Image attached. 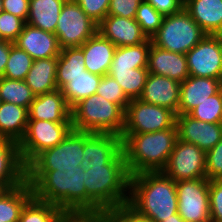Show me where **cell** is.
<instances>
[{"label": "cell", "mask_w": 222, "mask_h": 222, "mask_svg": "<svg viewBox=\"0 0 222 222\" xmlns=\"http://www.w3.org/2000/svg\"><path fill=\"white\" fill-rule=\"evenodd\" d=\"M121 150V136L85 132L84 158L81 167L87 170L92 164H108Z\"/></svg>", "instance_id": "e0dca14e"}, {"label": "cell", "mask_w": 222, "mask_h": 222, "mask_svg": "<svg viewBox=\"0 0 222 222\" xmlns=\"http://www.w3.org/2000/svg\"><path fill=\"white\" fill-rule=\"evenodd\" d=\"M98 32L116 47L138 45L148 38L135 18L107 15L99 24Z\"/></svg>", "instance_id": "2e32d148"}, {"label": "cell", "mask_w": 222, "mask_h": 222, "mask_svg": "<svg viewBox=\"0 0 222 222\" xmlns=\"http://www.w3.org/2000/svg\"><path fill=\"white\" fill-rule=\"evenodd\" d=\"M56 70L57 57L36 59L24 81L35 96L56 91Z\"/></svg>", "instance_id": "d4e9b609"}, {"label": "cell", "mask_w": 222, "mask_h": 222, "mask_svg": "<svg viewBox=\"0 0 222 222\" xmlns=\"http://www.w3.org/2000/svg\"><path fill=\"white\" fill-rule=\"evenodd\" d=\"M163 222H185V221L177 213V214L169 216V218L168 219L166 218Z\"/></svg>", "instance_id": "681fc988"}, {"label": "cell", "mask_w": 222, "mask_h": 222, "mask_svg": "<svg viewBox=\"0 0 222 222\" xmlns=\"http://www.w3.org/2000/svg\"><path fill=\"white\" fill-rule=\"evenodd\" d=\"M189 76L222 80V41L207 34L186 54Z\"/></svg>", "instance_id": "4fadbf2b"}, {"label": "cell", "mask_w": 222, "mask_h": 222, "mask_svg": "<svg viewBox=\"0 0 222 222\" xmlns=\"http://www.w3.org/2000/svg\"><path fill=\"white\" fill-rule=\"evenodd\" d=\"M32 57L11 42L9 59L3 74L4 78L24 80L33 65Z\"/></svg>", "instance_id": "e575fe53"}, {"label": "cell", "mask_w": 222, "mask_h": 222, "mask_svg": "<svg viewBox=\"0 0 222 222\" xmlns=\"http://www.w3.org/2000/svg\"><path fill=\"white\" fill-rule=\"evenodd\" d=\"M147 70L180 83L189 77L185 54L170 52L151 44L148 53Z\"/></svg>", "instance_id": "44dd1931"}, {"label": "cell", "mask_w": 222, "mask_h": 222, "mask_svg": "<svg viewBox=\"0 0 222 222\" xmlns=\"http://www.w3.org/2000/svg\"><path fill=\"white\" fill-rule=\"evenodd\" d=\"M65 215L55 204L32 197L23 207L18 222H60Z\"/></svg>", "instance_id": "d6a6232c"}, {"label": "cell", "mask_w": 222, "mask_h": 222, "mask_svg": "<svg viewBox=\"0 0 222 222\" xmlns=\"http://www.w3.org/2000/svg\"><path fill=\"white\" fill-rule=\"evenodd\" d=\"M67 0H30L26 23L55 34L61 9Z\"/></svg>", "instance_id": "4316f807"}, {"label": "cell", "mask_w": 222, "mask_h": 222, "mask_svg": "<svg viewBox=\"0 0 222 222\" xmlns=\"http://www.w3.org/2000/svg\"><path fill=\"white\" fill-rule=\"evenodd\" d=\"M0 98L2 102L14 103L29 109L35 95L24 80L0 78Z\"/></svg>", "instance_id": "836d02e7"}, {"label": "cell", "mask_w": 222, "mask_h": 222, "mask_svg": "<svg viewBox=\"0 0 222 222\" xmlns=\"http://www.w3.org/2000/svg\"><path fill=\"white\" fill-rule=\"evenodd\" d=\"M28 120H47L56 123H72L71 107L62 90L35 96L28 109Z\"/></svg>", "instance_id": "ffe728a7"}, {"label": "cell", "mask_w": 222, "mask_h": 222, "mask_svg": "<svg viewBox=\"0 0 222 222\" xmlns=\"http://www.w3.org/2000/svg\"><path fill=\"white\" fill-rule=\"evenodd\" d=\"M81 9L97 24L107 15L110 0H74Z\"/></svg>", "instance_id": "60d3db41"}, {"label": "cell", "mask_w": 222, "mask_h": 222, "mask_svg": "<svg viewBox=\"0 0 222 222\" xmlns=\"http://www.w3.org/2000/svg\"><path fill=\"white\" fill-rule=\"evenodd\" d=\"M102 76H98L84 70V74L72 77L70 81L61 89L62 93L72 108L81 99L96 94Z\"/></svg>", "instance_id": "4dcf8cb0"}, {"label": "cell", "mask_w": 222, "mask_h": 222, "mask_svg": "<svg viewBox=\"0 0 222 222\" xmlns=\"http://www.w3.org/2000/svg\"><path fill=\"white\" fill-rule=\"evenodd\" d=\"M220 79L189 76L181 82L178 114H188L198 104L219 92Z\"/></svg>", "instance_id": "7402d4cb"}, {"label": "cell", "mask_w": 222, "mask_h": 222, "mask_svg": "<svg viewBox=\"0 0 222 222\" xmlns=\"http://www.w3.org/2000/svg\"><path fill=\"white\" fill-rule=\"evenodd\" d=\"M129 180L123 149L108 164H92L85 170L87 214L108 213L126 205Z\"/></svg>", "instance_id": "7a4b0ae2"}, {"label": "cell", "mask_w": 222, "mask_h": 222, "mask_svg": "<svg viewBox=\"0 0 222 222\" xmlns=\"http://www.w3.org/2000/svg\"><path fill=\"white\" fill-rule=\"evenodd\" d=\"M151 39L138 45L116 47L110 68H143L147 67Z\"/></svg>", "instance_id": "1f68e13d"}, {"label": "cell", "mask_w": 222, "mask_h": 222, "mask_svg": "<svg viewBox=\"0 0 222 222\" xmlns=\"http://www.w3.org/2000/svg\"><path fill=\"white\" fill-rule=\"evenodd\" d=\"M14 44L27 52L33 60L58 57L61 52L58 38L55 34L27 23Z\"/></svg>", "instance_id": "d6986e66"}, {"label": "cell", "mask_w": 222, "mask_h": 222, "mask_svg": "<svg viewBox=\"0 0 222 222\" xmlns=\"http://www.w3.org/2000/svg\"><path fill=\"white\" fill-rule=\"evenodd\" d=\"M2 5L5 12L11 13L26 22L30 0H2Z\"/></svg>", "instance_id": "bcb514c9"}, {"label": "cell", "mask_w": 222, "mask_h": 222, "mask_svg": "<svg viewBox=\"0 0 222 222\" xmlns=\"http://www.w3.org/2000/svg\"><path fill=\"white\" fill-rule=\"evenodd\" d=\"M163 17L179 13L184 8V0H146Z\"/></svg>", "instance_id": "f6af8a7d"}, {"label": "cell", "mask_w": 222, "mask_h": 222, "mask_svg": "<svg viewBox=\"0 0 222 222\" xmlns=\"http://www.w3.org/2000/svg\"><path fill=\"white\" fill-rule=\"evenodd\" d=\"M32 197V187L27 181L13 189L1 190L0 222H18L23 207Z\"/></svg>", "instance_id": "83f0119b"}, {"label": "cell", "mask_w": 222, "mask_h": 222, "mask_svg": "<svg viewBox=\"0 0 222 222\" xmlns=\"http://www.w3.org/2000/svg\"><path fill=\"white\" fill-rule=\"evenodd\" d=\"M84 54L80 47L61 49L57 57L56 85L61 90L72 77L84 74Z\"/></svg>", "instance_id": "f1b7e54d"}, {"label": "cell", "mask_w": 222, "mask_h": 222, "mask_svg": "<svg viewBox=\"0 0 222 222\" xmlns=\"http://www.w3.org/2000/svg\"><path fill=\"white\" fill-rule=\"evenodd\" d=\"M172 110L132 99L125 109L123 133H150L176 126Z\"/></svg>", "instance_id": "ba28073f"}, {"label": "cell", "mask_w": 222, "mask_h": 222, "mask_svg": "<svg viewBox=\"0 0 222 222\" xmlns=\"http://www.w3.org/2000/svg\"><path fill=\"white\" fill-rule=\"evenodd\" d=\"M184 9L207 34L222 31V0H184Z\"/></svg>", "instance_id": "cb8c5ba5"}, {"label": "cell", "mask_w": 222, "mask_h": 222, "mask_svg": "<svg viewBox=\"0 0 222 222\" xmlns=\"http://www.w3.org/2000/svg\"><path fill=\"white\" fill-rule=\"evenodd\" d=\"M127 205L153 222H163L178 213L176 182L162 171L132 175Z\"/></svg>", "instance_id": "3957f363"}, {"label": "cell", "mask_w": 222, "mask_h": 222, "mask_svg": "<svg viewBox=\"0 0 222 222\" xmlns=\"http://www.w3.org/2000/svg\"><path fill=\"white\" fill-rule=\"evenodd\" d=\"M206 153L198 146L177 139L162 172L175 182L206 178Z\"/></svg>", "instance_id": "7c38bea8"}, {"label": "cell", "mask_w": 222, "mask_h": 222, "mask_svg": "<svg viewBox=\"0 0 222 222\" xmlns=\"http://www.w3.org/2000/svg\"><path fill=\"white\" fill-rule=\"evenodd\" d=\"M218 36L220 37V39L222 41V31L218 34Z\"/></svg>", "instance_id": "f5cc1de1"}, {"label": "cell", "mask_w": 222, "mask_h": 222, "mask_svg": "<svg viewBox=\"0 0 222 222\" xmlns=\"http://www.w3.org/2000/svg\"><path fill=\"white\" fill-rule=\"evenodd\" d=\"M96 94L101 95L110 102L118 104L124 111L131 101L118 82L109 74L102 76Z\"/></svg>", "instance_id": "74e56055"}, {"label": "cell", "mask_w": 222, "mask_h": 222, "mask_svg": "<svg viewBox=\"0 0 222 222\" xmlns=\"http://www.w3.org/2000/svg\"><path fill=\"white\" fill-rule=\"evenodd\" d=\"M3 5H2V0H0V13L3 12Z\"/></svg>", "instance_id": "f907efd6"}, {"label": "cell", "mask_w": 222, "mask_h": 222, "mask_svg": "<svg viewBox=\"0 0 222 222\" xmlns=\"http://www.w3.org/2000/svg\"><path fill=\"white\" fill-rule=\"evenodd\" d=\"M73 129L72 123H56L47 120H28L19 150L27 166L39 153L63 141Z\"/></svg>", "instance_id": "52a82bcc"}, {"label": "cell", "mask_w": 222, "mask_h": 222, "mask_svg": "<svg viewBox=\"0 0 222 222\" xmlns=\"http://www.w3.org/2000/svg\"><path fill=\"white\" fill-rule=\"evenodd\" d=\"M112 222H153L148 218H145L137 214L127 204L114 208L108 212Z\"/></svg>", "instance_id": "ee69618b"}, {"label": "cell", "mask_w": 222, "mask_h": 222, "mask_svg": "<svg viewBox=\"0 0 222 222\" xmlns=\"http://www.w3.org/2000/svg\"><path fill=\"white\" fill-rule=\"evenodd\" d=\"M80 48L87 71L98 76L109 73L116 46L99 32L86 40Z\"/></svg>", "instance_id": "603a6c76"}, {"label": "cell", "mask_w": 222, "mask_h": 222, "mask_svg": "<svg viewBox=\"0 0 222 222\" xmlns=\"http://www.w3.org/2000/svg\"><path fill=\"white\" fill-rule=\"evenodd\" d=\"M135 20L147 38L151 39L160 28L163 16L146 0H143L137 9Z\"/></svg>", "instance_id": "8d00e7d4"}, {"label": "cell", "mask_w": 222, "mask_h": 222, "mask_svg": "<svg viewBox=\"0 0 222 222\" xmlns=\"http://www.w3.org/2000/svg\"><path fill=\"white\" fill-rule=\"evenodd\" d=\"M60 222H112V219L108 213L66 214Z\"/></svg>", "instance_id": "7dc6e473"}, {"label": "cell", "mask_w": 222, "mask_h": 222, "mask_svg": "<svg viewBox=\"0 0 222 222\" xmlns=\"http://www.w3.org/2000/svg\"><path fill=\"white\" fill-rule=\"evenodd\" d=\"M97 32L98 24L81 9L77 2L67 0L64 3L55 29L61 49L80 47Z\"/></svg>", "instance_id": "9c48e42d"}, {"label": "cell", "mask_w": 222, "mask_h": 222, "mask_svg": "<svg viewBox=\"0 0 222 222\" xmlns=\"http://www.w3.org/2000/svg\"><path fill=\"white\" fill-rule=\"evenodd\" d=\"M125 111L101 95L93 94L81 99L71 108L74 130L91 133H109L121 136Z\"/></svg>", "instance_id": "5b68a950"}, {"label": "cell", "mask_w": 222, "mask_h": 222, "mask_svg": "<svg viewBox=\"0 0 222 222\" xmlns=\"http://www.w3.org/2000/svg\"><path fill=\"white\" fill-rule=\"evenodd\" d=\"M122 149L130 176L162 171L178 139L177 126L150 133H122Z\"/></svg>", "instance_id": "277c9868"}, {"label": "cell", "mask_w": 222, "mask_h": 222, "mask_svg": "<svg viewBox=\"0 0 222 222\" xmlns=\"http://www.w3.org/2000/svg\"><path fill=\"white\" fill-rule=\"evenodd\" d=\"M11 42L2 41L0 43V78L3 77L7 60L9 59Z\"/></svg>", "instance_id": "c3c4849f"}, {"label": "cell", "mask_w": 222, "mask_h": 222, "mask_svg": "<svg viewBox=\"0 0 222 222\" xmlns=\"http://www.w3.org/2000/svg\"><path fill=\"white\" fill-rule=\"evenodd\" d=\"M108 74L118 82L126 96L132 100L139 99L141 96L149 71L147 67L136 69L110 68Z\"/></svg>", "instance_id": "f546056e"}, {"label": "cell", "mask_w": 222, "mask_h": 222, "mask_svg": "<svg viewBox=\"0 0 222 222\" xmlns=\"http://www.w3.org/2000/svg\"><path fill=\"white\" fill-rule=\"evenodd\" d=\"M28 123V109L14 103L1 102L0 139L16 142L24 137Z\"/></svg>", "instance_id": "484cf974"}, {"label": "cell", "mask_w": 222, "mask_h": 222, "mask_svg": "<svg viewBox=\"0 0 222 222\" xmlns=\"http://www.w3.org/2000/svg\"><path fill=\"white\" fill-rule=\"evenodd\" d=\"M178 139L195 144L205 153L222 138V123H208L194 119L188 114L176 115Z\"/></svg>", "instance_id": "5bb4252c"}, {"label": "cell", "mask_w": 222, "mask_h": 222, "mask_svg": "<svg viewBox=\"0 0 222 222\" xmlns=\"http://www.w3.org/2000/svg\"><path fill=\"white\" fill-rule=\"evenodd\" d=\"M188 115L208 123H222V97L220 92L198 104Z\"/></svg>", "instance_id": "d590c367"}, {"label": "cell", "mask_w": 222, "mask_h": 222, "mask_svg": "<svg viewBox=\"0 0 222 222\" xmlns=\"http://www.w3.org/2000/svg\"><path fill=\"white\" fill-rule=\"evenodd\" d=\"M85 170L57 168V170H27V182L33 197L55 204L65 214H87Z\"/></svg>", "instance_id": "6da1fadb"}, {"label": "cell", "mask_w": 222, "mask_h": 222, "mask_svg": "<svg viewBox=\"0 0 222 222\" xmlns=\"http://www.w3.org/2000/svg\"><path fill=\"white\" fill-rule=\"evenodd\" d=\"M143 0H110L108 15L135 18L137 9Z\"/></svg>", "instance_id": "7bdbcfd3"}, {"label": "cell", "mask_w": 222, "mask_h": 222, "mask_svg": "<svg viewBox=\"0 0 222 222\" xmlns=\"http://www.w3.org/2000/svg\"><path fill=\"white\" fill-rule=\"evenodd\" d=\"M219 92H220L221 97H222V81H221V84H220Z\"/></svg>", "instance_id": "816d5d0a"}, {"label": "cell", "mask_w": 222, "mask_h": 222, "mask_svg": "<svg viewBox=\"0 0 222 222\" xmlns=\"http://www.w3.org/2000/svg\"><path fill=\"white\" fill-rule=\"evenodd\" d=\"M206 35L183 8L179 13L163 17L160 28L151 37V42L170 52L186 54Z\"/></svg>", "instance_id": "8992f818"}, {"label": "cell", "mask_w": 222, "mask_h": 222, "mask_svg": "<svg viewBox=\"0 0 222 222\" xmlns=\"http://www.w3.org/2000/svg\"><path fill=\"white\" fill-rule=\"evenodd\" d=\"M26 181L27 166L21 158L18 142L0 139V189H13Z\"/></svg>", "instance_id": "9a60e30c"}, {"label": "cell", "mask_w": 222, "mask_h": 222, "mask_svg": "<svg viewBox=\"0 0 222 222\" xmlns=\"http://www.w3.org/2000/svg\"><path fill=\"white\" fill-rule=\"evenodd\" d=\"M84 143L85 132L72 129L58 145L39 153L27 165V170H57L81 166Z\"/></svg>", "instance_id": "30bf717a"}, {"label": "cell", "mask_w": 222, "mask_h": 222, "mask_svg": "<svg viewBox=\"0 0 222 222\" xmlns=\"http://www.w3.org/2000/svg\"><path fill=\"white\" fill-rule=\"evenodd\" d=\"M206 178L209 181L222 180V138L209 151L206 152Z\"/></svg>", "instance_id": "ab89813d"}, {"label": "cell", "mask_w": 222, "mask_h": 222, "mask_svg": "<svg viewBox=\"0 0 222 222\" xmlns=\"http://www.w3.org/2000/svg\"><path fill=\"white\" fill-rule=\"evenodd\" d=\"M176 191L178 214L185 222H211L207 178L177 181Z\"/></svg>", "instance_id": "8fae6325"}, {"label": "cell", "mask_w": 222, "mask_h": 222, "mask_svg": "<svg viewBox=\"0 0 222 222\" xmlns=\"http://www.w3.org/2000/svg\"><path fill=\"white\" fill-rule=\"evenodd\" d=\"M181 83L177 80L149 73L139 99L145 103L166 107L178 115Z\"/></svg>", "instance_id": "ac0fdd59"}, {"label": "cell", "mask_w": 222, "mask_h": 222, "mask_svg": "<svg viewBox=\"0 0 222 222\" xmlns=\"http://www.w3.org/2000/svg\"><path fill=\"white\" fill-rule=\"evenodd\" d=\"M26 22L8 12L0 13V36L4 41L14 43L23 31Z\"/></svg>", "instance_id": "f35d334b"}, {"label": "cell", "mask_w": 222, "mask_h": 222, "mask_svg": "<svg viewBox=\"0 0 222 222\" xmlns=\"http://www.w3.org/2000/svg\"><path fill=\"white\" fill-rule=\"evenodd\" d=\"M211 222H222V180L209 181Z\"/></svg>", "instance_id": "b9f144b4"}]
</instances>
